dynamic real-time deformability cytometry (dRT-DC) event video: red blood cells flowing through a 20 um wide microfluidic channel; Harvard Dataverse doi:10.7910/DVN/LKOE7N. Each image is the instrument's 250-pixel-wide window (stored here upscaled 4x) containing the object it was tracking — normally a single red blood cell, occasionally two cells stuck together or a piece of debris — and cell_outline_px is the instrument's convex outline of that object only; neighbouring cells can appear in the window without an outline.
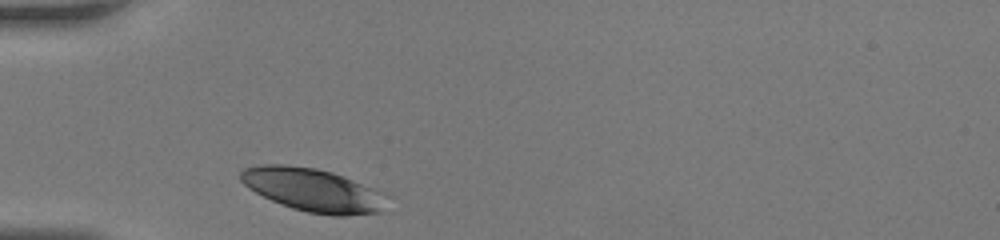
{"species": "human", "species_latin": "Homo sapiens", "temperature_condition": "room temperature", "stored_images_in_passage": 28, "camera_frame_rate_fps": 3000, "um_per_image_px": 0.085, "donor": {"sex": "female"}, "frame": {"image": 1, "passage_image": 1, "time_ms": 0.0, "image_size_px": [1000, 240], "cell_outline_px": [[388, 196], [380, 212], [344, 216], [336, 216], [308, 212], [292, 208], [272, 200], [248, 188], [240, 180], [240, 172], [244, 168], [260, 164], [288, 164], [316, 168], [332, 172], [344, 176], [384, 192]], "centroid_in_image_um": [26.61, 16.13], "position_along_channel_um": 58.4, "area_um2": 36.88}}
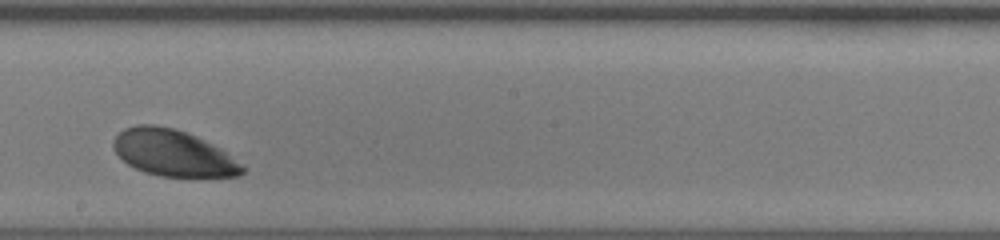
{"frame": {"image": 2, "passage_image": 16, "time_ms": 5.0, "image_size_px": [1000, 240], "cell_outline_px": [[244, 172], [240, 176], [160, 176], [144, 172], [128, 164], [116, 152], [112, 144], [112, 140], [124, 128], [136, 124], [152, 124], [172, 128], [196, 136], [220, 148], [240, 164], [244, 168]], "centroid_in_image_um": [14.68, 13.0], "position_along_channel_um": 233.5, "area_um2": 34.33}}
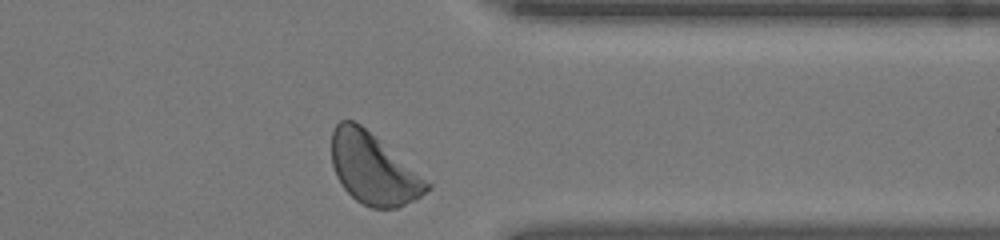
{"frame": {"image": 3, "passage_image": 28, "time_ms": 9.0, "image_size_px": [1000, 240], "cell_outline_px": [[432, 188], [420, 196], [396, 208], [372, 208], [356, 200], [344, 188], [336, 176], [332, 164], [332, 132], [336, 124], [340, 120], [352, 120], [360, 124], [432, 184]], "centroid_in_image_um": [31.71, 14.35], "position_along_channel_um": 379.7, "area_um2": 38.78}, "authors_computed_cell_mechanics": {"area_um2": 37.0209, "velocity_mm_per_s": 3.7225, "shape_relaxation_time_tau1_ms": 1.6754, "shape_relaxation_time_tau2_ms": null, "deformation_change_tau1": 0.0971, "deformation_change_tau2": null}}